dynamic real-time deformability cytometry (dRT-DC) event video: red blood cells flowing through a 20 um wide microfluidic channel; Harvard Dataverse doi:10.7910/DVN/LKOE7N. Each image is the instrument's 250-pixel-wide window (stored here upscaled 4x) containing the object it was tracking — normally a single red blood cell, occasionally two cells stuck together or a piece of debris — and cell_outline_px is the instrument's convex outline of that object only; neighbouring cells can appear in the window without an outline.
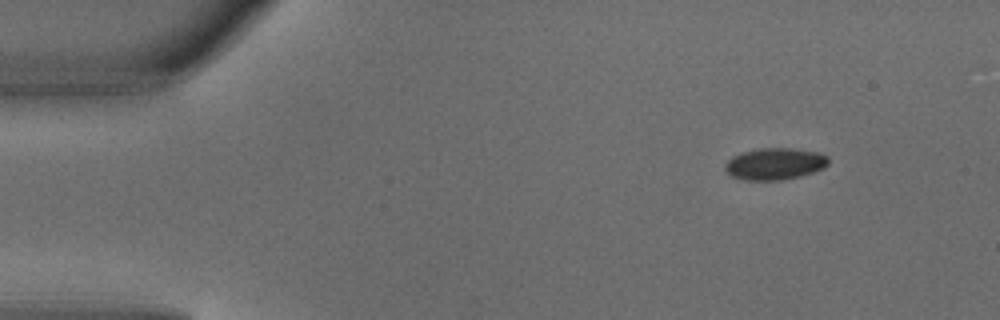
{"species": "common noctule bat (a hibernating species)", "species_latin": "Nyctalus noctula", "temperature_condition": "warm", "stored_images_in_passage": 3, "camera_frame_rate_fps": 3000, "um_per_image_px": 0.085, "animal": {"sex": "male", "body_mass_g": 18.8}, "frame": {"image": 1, "passage_image": 1, "time_ms": 0.0, "image_size_px": [1000, 320], "cell_outline_px": [[828, 164], [824, 168], [800, 176], [780, 180], [740, 180], [732, 176], [724, 168], [724, 164], [732, 156], [744, 152], [760, 148], [788, 148], [816, 152], [828, 156]], "centroid_in_image_um": [65.84, 13.93], "position_along_channel_um": 19.2, "area_um2": 19.02}}